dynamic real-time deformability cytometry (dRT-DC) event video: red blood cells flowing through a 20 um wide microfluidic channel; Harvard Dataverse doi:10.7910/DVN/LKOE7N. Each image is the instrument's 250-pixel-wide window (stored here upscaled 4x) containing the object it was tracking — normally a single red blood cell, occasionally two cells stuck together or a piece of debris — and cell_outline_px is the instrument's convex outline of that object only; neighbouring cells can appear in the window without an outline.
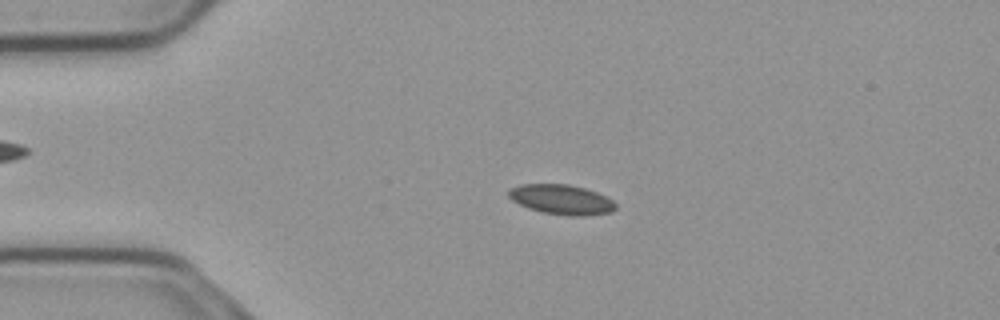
{"species": "common noctule bat (a hibernating species)", "species_latin": "Nyctalus noctula", "temperature_condition": "cold", "stored_images_in_passage": 45, "camera_frame_rate_fps": 3000, "um_per_image_px": 0.085, "animal": {"sex": "male", "body_mass_g": 23.1, "forearm_length_mm": 52.7}, "frame": {"image": 1, "passage_image": 2, "time_ms": 0.333, "image_size_px": [1000, 320], "cell_outline_px": [[616, 208], [612, 212], [584, 216], [568, 216], [540, 212], [528, 208], [512, 200], [508, 196], [508, 188], [520, 184], [568, 184], [584, 188], [596, 192], [612, 200], [616, 204]], "centroid_in_image_um": [47.7, 16.96], "position_along_channel_um": 37.3, "area_um2": 18.73}}
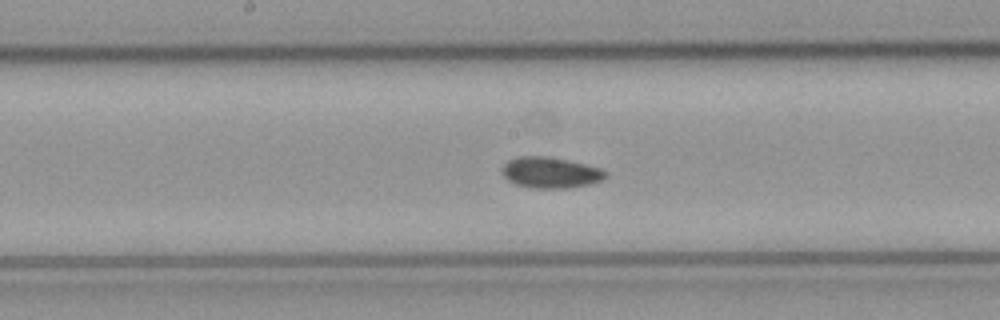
{"frame": {"image": 2, "passage_image": 18, "time_ms": 5.667, "image_size_px": [1000, 320], "cell_outline_px": [[608, 176], [600, 180], [588, 184], [568, 188], [532, 188], [516, 184], [508, 180], [504, 176], [504, 164], [508, 160], [516, 156], [548, 156], [584, 164], [600, 168], [608, 172]], "centroid_in_image_um": [46.79, 14.66], "position_along_channel_um": 201.4, "area_um2": 18.5}}
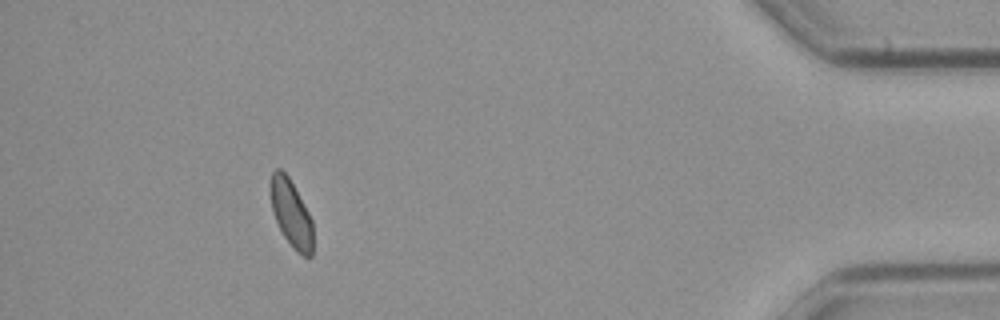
{"frame": {"image": 3, "passage_image": 40, "time_ms": 13.0, "image_size_px": [1000, 320], "cell_outline_px": [[312, 256], [304, 256], [296, 252], [292, 248], [284, 236], [276, 220], [272, 208], [272, 172], [276, 168], [280, 168], [288, 176], [308, 212], [312, 220]], "centroid_in_image_um": [24.77, 18.18], "position_along_channel_um": 410.4, "area_um2": 16.07}, "authors_computed_cell_mechanics": {"area_um2": 17.8602, "velocity_mm_per_s": 3.6993, "shape_relaxation_time_tau1_ms": null, "shape_relaxation_time_tau2_ms": 4.2901, "deformation_change_tau1": null, "deformation_change_tau2": 0.0649}}